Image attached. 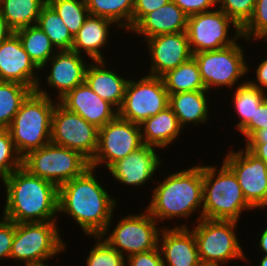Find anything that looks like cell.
<instances>
[{"mask_svg": "<svg viewBox=\"0 0 267 266\" xmlns=\"http://www.w3.org/2000/svg\"><path fill=\"white\" fill-rule=\"evenodd\" d=\"M96 170L89 167L81 176L58 187V214L69 215L85 235L92 237L110 229L117 206V200L97 180Z\"/></svg>", "mask_w": 267, "mask_h": 266, "instance_id": "cell-1", "label": "cell"}, {"mask_svg": "<svg viewBox=\"0 0 267 266\" xmlns=\"http://www.w3.org/2000/svg\"><path fill=\"white\" fill-rule=\"evenodd\" d=\"M3 185L6 204L2 217L15 223L57 221L58 187L55 184L21 166Z\"/></svg>", "mask_w": 267, "mask_h": 266, "instance_id": "cell-2", "label": "cell"}, {"mask_svg": "<svg viewBox=\"0 0 267 266\" xmlns=\"http://www.w3.org/2000/svg\"><path fill=\"white\" fill-rule=\"evenodd\" d=\"M152 191L146 210L157 222L189 218L203 208V166L171 173Z\"/></svg>", "mask_w": 267, "mask_h": 266, "instance_id": "cell-3", "label": "cell"}, {"mask_svg": "<svg viewBox=\"0 0 267 266\" xmlns=\"http://www.w3.org/2000/svg\"><path fill=\"white\" fill-rule=\"evenodd\" d=\"M47 90L37 85L22 102L8 128L15 149L23 158L51 141V119L58 100L53 101Z\"/></svg>", "mask_w": 267, "mask_h": 266, "instance_id": "cell-4", "label": "cell"}, {"mask_svg": "<svg viewBox=\"0 0 267 266\" xmlns=\"http://www.w3.org/2000/svg\"><path fill=\"white\" fill-rule=\"evenodd\" d=\"M219 170L214 165H203V208L196 222L201 218L238 221L243 211L254 209L233 171L224 162Z\"/></svg>", "mask_w": 267, "mask_h": 266, "instance_id": "cell-5", "label": "cell"}, {"mask_svg": "<svg viewBox=\"0 0 267 266\" xmlns=\"http://www.w3.org/2000/svg\"><path fill=\"white\" fill-rule=\"evenodd\" d=\"M238 221L201 218L192 229L203 266H227L233 259L247 260L235 232Z\"/></svg>", "mask_w": 267, "mask_h": 266, "instance_id": "cell-6", "label": "cell"}, {"mask_svg": "<svg viewBox=\"0 0 267 266\" xmlns=\"http://www.w3.org/2000/svg\"><path fill=\"white\" fill-rule=\"evenodd\" d=\"M57 221L15 223L10 259L24 265L42 264L66 250Z\"/></svg>", "mask_w": 267, "mask_h": 266, "instance_id": "cell-7", "label": "cell"}, {"mask_svg": "<svg viewBox=\"0 0 267 266\" xmlns=\"http://www.w3.org/2000/svg\"><path fill=\"white\" fill-rule=\"evenodd\" d=\"M22 166L31 174L59 187L81 176L90 163L79 152L50 142L23 157Z\"/></svg>", "mask_w": 267, "mask_h": 266, "instance_id": "cell-8", "label": "cell"}, {"mask_svg": "<svg viewBox=\"0 0 267 266\" xmlns=\"http://www.w3.org/2000/svg\"><path fill=\"white\" fill-rule=\"evenodd\" d=\"M242 46L237 41L218 50L202 51L193 54L198 63L200 76L206 91L214 87H235L237 81L248 74Z\"/></svg>", "mask_w": 267, "mask_h": 266, "instance_id": "cell-9", "label": "cell"}, {"mask_svg": "<svg viewBox=\"0 0 267 266\" xmlns=\"http://www.w3.org/2000/svg\"><path fill=\"white\" fill-rule=\"evenodd\" d=\"M157 223V220L145 209L142 214L133 213L123 216L111 233V229H106L100 237L127 258L132 254L158 247L159 229L162 227L158 228Z\"/></svg>", "mask_w": 267, "mask_h": 266, "instance_id": "cell-10", "label": "cell"}, {"mask_svg": "<svg viewBox=\"0 0 267 266\" xmlns=\"http://www.w3.org/2000/svg\"><path fill=\"white\" fill-rule=\"evenodd\" d=\"M169 106V94L162 77L145 75L140 80L129 79L118 116L141 124Z\"/></svg>", "mask_w": 267, "mask_h": 266, "instance_id": "cell-11", "label": "cell"}, {"mask_svg": "<svg viewBox=\"0 0 267 266\" xmlns=\"http://www.w3.org/2000/svg\"><path fill=\"white\" fill-rule=\"evenodd\" d=\"M231 25L235 33L230 39ZM186 33L192 54L231 46L243 38L237 24L219 8L189 16Z\"/></svg>", "mask_w": 267, "mask_h": 266, "instance_id": "cell-12", "label": "cell"}, {"mask_svg": "<svg viewBox=\"0 0 267 266\" xmlns=\"http://www.w3.org/2000/svg\"><path fill=\"white\" fill-rule=\"evenodd\" d=\"M143 146L140 124L122 119L118 115L98 130V145L89 162L96 169L105 164L109 169L115 162L125 158Z\"/></svg>", "mask_w": 267, "mask_h": 266, "instance_id": "cell-13", "label": "cell"}, {"mask_svg": "<svg viewBox=\"0 0 267 266\" xmlns=\"http://www.w3.org/2000/svg\"><path fill=\"white\" fill-rule=\"evenodd\" d=\"M98 128L56 103L51 119V143L79 152L89 162L98 145Z\"/></svg>", "mask_w": 267, "mask_h": 266, "instance_id": "cell-14", "label": "cell"}, {"mask_svg": "<svg viewBox=\"0 0 267 266\" xmlns=\"http://www.w3.org/2000/svg\"><path fill=\"white\" fill-rule=\"evenodd\" d=\"M229 150L222 161L236 175L246 201L254 209L267 207V166L246 147Z\"/></svg>", "mask_w": 267, "mask_h": 266, "instance_id": "cell-15", "label": "cell"}, {"mask_svg": "<svg viewBox=\"0 0 267 266\" xmlns=\"http://www.w3.org/2000/svg\"><path fill=\"white\" fill-rule=\"evenodd\" d=\"M150 55V70L147 75L162 77L168 71L188 61L193 54L186 31L160 34L144 41Z\"/></svg>", "mask_w": 267, "mask_h": 266, "instance_id": "cell-16", "label": "cell"}, {"mask_svg": "<svg viewBox=\"0 0 267 266\" xmlns=\"http://www.w3.org/2000/svg\"><path fill=\"white\" fill-rule=\"evenodd\" d=\"M39 71L15 33L0 44V81L21 83L35 91L42 85Z\"/></svg>", "mask_w": 267, "mask_h": 266, "instance_id": "cell-17", "label": "cell"}, {"mask_svg": "<svg viewBox=\"0 0 267 266\" xmlns=\"http://www.w3.org/2000/svg\"><path fill=\"white\" fill-rule=\"evenodd\" d=\"M158 247L164 266H203L194 233L184 223L174 228L162 226Z\"/></svg>", "mask_w": 267, "mask_h": 266, "instance_id": "cell-18", "label": "cell"}, {"mask_svg": "<svg viewBox=\"0 0 267 266\" xmlns=\"http://www.w3.org/2000/svg\"><path fill=\"white\" fill-rule=\"evenodd\" d=\"M58 102L98 129L118 115V110L108 101L99 97L86 82L67 92Z\"/></svg>", "mask_w": 267, "mask_h": 266, "instance_id": "cell-19", "label": "cell"}, {"mask_svg": "<svg viewBox=\"0 0 267 266\" xmlns=\"http://www.w3.org/2000/svg\"><path fill=\"white\" fill-rule=\"evenodd\" d=\"M157 147L143 145L135 152L115 162L108 170L115 181L126 186H143L152 180L162 162L155 151Z\"/></svg>", "mask_w": 267, "mask_h": 266, "instance_id": "cell-20", "label": "cell"}, {"mask_svg": "<svg viewBox=\"0 0 267 266\" xmlns=\"http://www.w3.org/2000/svg\"><path fill=\"white\" fill-rule=\"evenodd\" d=\"M82 56L72 50L57 51L40 69L42 70L48 65L52 66L49 69L50 73L46 76V82L48 86L57 89L56 98L58 100L85 82L88 64Z\"/></svg>", "mask_w": 267, "mask_h": 266, "instance_id": "cell-21", "label": "cell"}, {"mask_svg": "<svg viewBox=\"0 0 267 266\" xmlns=\"http://www.w3.org/2000/svg\"><path fill=\"white\" fill-rule=\"evenodd\" d=\"M91 62L86 69L85 82L99 97L118 110L122 105L129 79L109 70L105 60Z\"/></svg>", "mask_w": 267, "mask_h": 266, "instance_id": "cell-22", "label": "cell"}, {"mask_svg": "<svg viewBox=\"0 0 267 266\" xmlns=\"http://www.w3.org/2000/svg\"><path fill=\"white\" fill-rule=\"evenodd\" d=\"M188 16L172 0L148 13L130 32L142 35L144 41L160 34L185 32Z\"/></svg>", "mask_w": 267, "mask_h": 266, "instance_id": "cell-23", "label": "cell"}, {"mask_svg": "<svg viewBox=\"0 0 267 266\" xmlns=\"http://www.w3.org/2000/svg\"><path fill=\"white\" fill-rule=\"evenodd\" d=\"M111 24L114 25V22L109 19L89 15L74 36L72 51L88 55L92 61L105 60L101 50L109 41Z\"/></svg>", "mask_w": 267, "mask_h": 266, "instance_id": "cell-24", "label": "cell"}, {"mask_svg": "<svg viewBox=\"0 0 267 266\" xmlns=\"http://www.w3.org/2000/svg\"><path fill=\"white\" fill-rule=\"evenodd\" d=\"M140 128L143 145L155 146L160 149L177 141V137L182 134L180 132L183 129L169 106L155 116L145 119L140 124Z\"/></svg>", "mask_w": 267, "mask_h": 266, "instance_id": "cell-25", "label": "cell"}, {"mask_svg": "<svg viewBox=\"0 0 267 266\" xmlns=\"http://www.w3.org/2000/svg\"><path fill=\"white\" fill-rule=\"evenodd\" d=\"M208 93L206 90H198L169 94V107L182 128L190 123L197 126L208 122Z\"/></svg>", "mask_w": 267, "mask_h": 266, "instance_id": "cell-26", "label": "cell"}, {"mask_svg": "<svg viewBox=\"0 0 267 266\" xmlns=\"http://www.w3.org/2000/svg\"><path fill=\"white\" fill-rule=\"evenodd\" d=\"M47 0H1L0 11L9 27L19 29L37 25L38 18Z\"/></svg>", "mask_w": 267, "mask_h": 266, "instance_id": "cell-27", "label": "cell"}, {"mask_svg": "<svg viewBox=\"0 0 267 266\" xmlns=\"http://www.w3.org/2000/svg\"><path fill=\"white\" fill-rule=\"evenodd\" d=\"M162 79L168 94L206 90L194 57L168 71Z\"/></svg>", "mask_w": 267, "mask_h": 266, "instance_id": "cell-28", "label": "cell"}, {"mask_svg": "<svg viewBox=\"0 0 267 266\" xmlns=\"http://www.w3.org/2000/svg\"><path fill=\"white\" fill-rule=\"evenodd\" d=\"M14 33L19 37L24 50L39 69L58 51L38 25L22 28Z\"/></svg>", "mask_w": 267, "mask_h": 266, "instance_id": "cell-29", "label": "cell"}, {"mask_svg": "<svg viewBox=\"0 0 267 266\" xmlns=\"http://www.w3.org/2000/svg\"><path fill=\"white\" fill-rule=\"evenodd\" d=\"M91 16L109 19L117 27L132 30L134 0H86Z\"/></svg>", "mask_w": 267, "mask_h": 266, "instance_id": "cell-30", "label": "cell"}, {"mask_svg": "<svg viewBox=\"0 0 267 266\" xmlns=\"http://www.w3.org/2000/svg\"><path fill=\"white\" fill-rule=\"evenodd\" d=\"M37 25L46 33L58 51L72 50L74 37L48 2L40 12Z\"/></svg>", "mask_w": 267, "mask_h": 266, "instance_id": "cell-31", "label": "cell"}, {"mask_svg": "<svg viewBox=\"0 0 267 266\" xmlns=\"http://www.w3.org/2000/svg\"><path fill=\"white\" fill-rule=\"evenodd\" d=\"M32 90L21 83L0 81V129H8Z\"/></svg>", "mask_w": 267, "mask_h": 266, "instance_id": "cell-32", "label": "cell"}, {"mask_svg": "<svg viewBox=\"0 0 267 266\" xmlns=\"http://www.w3.org/2000/svg\"><path fill=\"white\" fill-rule=\"evenodd\" d=\"M233 106L236 114L240 118L236 123L237 130H241L251 119L258 105L267 97L266 92L252 86L248 81L240 83L233 93Z\"/></svg>", "mask_w": 267, "mask_h": 266, "instance_id": "cell-33", "label": "cell"}, {"mask_svg": "<svg viewBox=\"0 0 267 266\" xmlns=\"http://www.w3.org/2000/svg\"><path fill=\"white\" fill-rule=\"evenodd\" d=\"M74 37L88 18L86 0H47Z\"/></svg>", "mask_w": 267, "mask_h": 266, "instance_id": "cell-34", "label": "cell"}, {"mask_svg": "<svg viewBox=\"0 0 267 266\" xmlns=\"http://www.w3.org/2000/svg\"><path fill=\"white\" fill-rule=\"evenodd\" d=\"M94 239L96 243L86 258V266H126V258L102 237L95 236Z\"/></svg>", "mask_w": 267, "mask_h": 266, "instance_id": "cell-35", "label": "cell"}, {"mask_svg": "<svg viewBox=\"0 0 267 266\" xmlns=\"http://www.w3.org/2000/svg\"><path fill=\"white\" fill-rule=\"evenodd\" d=\"M22 166V157L15 149L8 129H0V178L4 182L16 169Z\"/></svg>", "mask_w": 267, "mask_h": 266, "instance_id": "cell-36", "label": "cell"}, {"mask_svg": "<svg viewBox=\"0 0 267 266\" xmlns=\"http://www.w3.org/2000/svg\"><path fill=\"white\" fill-rule=\"evenodd\" d=\"M241 35L247 42L267 38V0H256L253 15L241 29Z\"/></svg>", "mask_w": 267, "mask_h": 266, "instance_id": "cell-37", "label": "cell"}, {"mask_svg": "<svg viewBox=\"0 0 267 266\" xmlns=\"http://www.w3.org/2000/svg\"><path fill=\"white\" fill-rule=\"evenodd\" d=\"M255 2L256 0H217V8L242 29L253 15Z\"/></svg>", "mask_w": 267, "mask_h": 266, "instance_id": "cell-38", "label": "cell"}, {"mask_svg": "<svg viewBox=\"0 0 267 266\" xmlns=\"http://www.w3.org/2000/svg\"><path fill=\"white\" fill-rule=\"evenodd\" d=\"M267 128V97L258 105L254 119H251L240 132L245 135L247 141L255 132Z\"/></svg>", "mask_w": 267, "mask_h": 266, "instance_id": "cell-39", "label": "cell"}, {"mask_svg": "<svg viewBox=\"0 0 267 266\" xmlns=\"http://www.w3.org/2000/svg\"><path fill=\"white\" fill-rule=\"evenodd\" d=\"M15 235V222L4 217L0 220V261L8 258Z\"/></svg>", "mask_w": 267, "mask_h": 266, "instance_id": "cell-40", "label": "cell"}, {"mask_svg": "<svg viewBox=\"0 0 267 266\" xmlns=\"http://www.w3.org/2000/svg\"><path fill=\"white\" fill-rule=\"evenodd\" d=\"M126 261L127 266H164L159 247L132 254L126 258Z\"/></svg>", "mask_w": 267, "mask_h": 266, "instance_id": "cell-41", "label": "cell"}, {"mask_svg": "<svg viewBox=\"0 0 267 266\" xmlns=\"http://www.w3.org/2000/svg\"><path fill=\"white\" fill-rule=\"evenodd\" d=\"M171 0H134L132 29L152 11L160 8Z\"/></svg>", "mask_w": 267, "mask_h": 266, "instance_id": "cell-42", "label": "cell"}, {"mask_svg": "<svg viewBox=\"0 0 267 266\" xmlns=\"http://www.w3.org/2000/svg\"><path fill=\"white\" fill-rule=\"evenodd\" d=\"M172 1L176 5H178L180 9L188 17L194 14L212 11L214 6L215 7L217 6V0H172Z\"/></svg>", "mask_w": 267, "mask_h": 266, "instance_id": "cell-43", "label": "cell"}, {"mask_svg": "<svg viewBox=\"0 0 267 266\" xmlns=\"http://www.w3.org/2000/svg\"><path fill=\"white\" fill-rule=\"evenodd\" d=\"M256 74V81H248L252 86L259 88L260 90L266 92L267 89V59L263 60L259 65L256 67L255 70Z\"/></svg>", "mask_w": 267, "mask_h": 266, "instance_id": "cell-44", "label": "cell"}, {"mask_svg": "<svg viewBox=\"0 0 267 266\" xmlns=\"http://www.w3.org/2000/svg\"><path fill=\"white\" fill-rule=\"evenodd\" d=\"M245 147L267 166V143H246Z\"/></svg>", "mask_w": 267, "mask_h": 266, "instance_id": "cell-45", "label": "cell"}, {"mask_svg": "<svg viewBox=\"0 0 267 266\" xmlns=\"http://www.w3.org/2000/svg\"><path fill=\"white\" fill-rule=\"evenodd\" d=\"M14 31L9 27L7 21L3 17L1 11H0V44L8 39Z\"/></svg>", "mask_w": 267, "mask_h": 266, "instance_id": "cell-46", "label": "cell"}, {"mask_svg": "<svg viewBox=\"0 0 267 266\" xmlns=\"http://www.w3.org/2000/svg\"><path fill=\"white\" fill-rule=\"evenodd\" d=\"M246 143H267V128L255 132Z\"/></svg>", "mask_w": 267, "mask_h": 266, "instance_id": "cell-47", "label": "cell"}, {"mask_svg": "<svg viewBox=\"0 0 267 266\" xmlns=\"http://www.w3.org/2000/svg\"><path fill=\"white\" fill-rule=\"evenodd\" d=\"M257 243L260 252L262 251L264 255H267V227L261 232L260 239Z\"/></svg>", "mask_w": 267, "mask_h": 266, "instance_id": "cell-48", "label": "cell"}, {"mask_svg": "<svg viewBox=\"0 0 267 266\" xmlns=\"http://www.w3.org/2000/svg\"><path fill=\"white\" fill-rule=\"evenodd\" d=\"M259 266H267V255H264Z\"/></svg>", "mask_w": 267, "mask_h": 266, "instance_id": "cell-49", "label": "cell"}, {"mask_svg": "<svg viewBox=\"0 0 267 266\" xmlns=\"http://www.w3.org/2000/svg\"><path fill=\"white\" fill-rule=\"evenodd\" d=\"M24 266H50V265H48L46 262V264L42 263V264H33V265H24Z\"/></svg>", "mask_w": 267, "mask_h": 266, "instance_id": "cell-50", "label": "cell"}]
</instances>
